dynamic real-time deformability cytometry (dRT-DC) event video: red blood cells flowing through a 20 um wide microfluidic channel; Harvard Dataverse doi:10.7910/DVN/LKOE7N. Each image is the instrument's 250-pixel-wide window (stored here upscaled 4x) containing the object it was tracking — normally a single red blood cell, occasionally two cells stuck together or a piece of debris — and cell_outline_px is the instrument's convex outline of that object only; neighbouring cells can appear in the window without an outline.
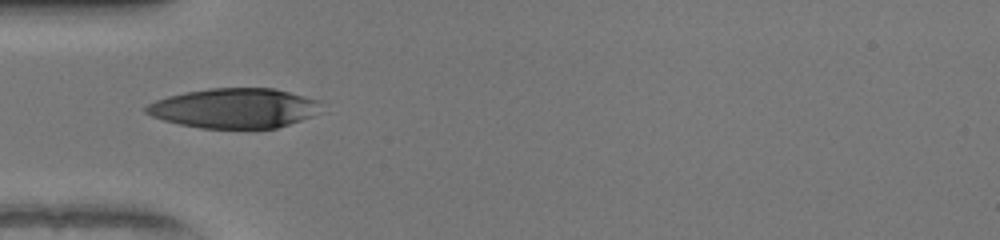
{"species": "human", "species_latin": "Homo sapiens", "temperature_condition": "warm", "stored_images_in_passage": 35, "camera_frame_rate_fps": 3000, "um_per_image_px": 0.085, "donor": {"sex": "female"}, "frame": {"image": 1, "passage_image": 1, "time_ms": 0.0, "image_size_px": [1000, 240], "cell_outline_px": [[324, 112], [276, 128], [200, 128], [180, 124], [164, 120], [152, 116], [144, 112], [144, 108], [148, 104], [156, 100], [168, 96], [184, 92], [208, 88], [276, 88], [320, 100]], "centroid_in_image_um": [19.97, 9.18], "position_along_channel_um": 65.0, "area_um2": 40.92}}
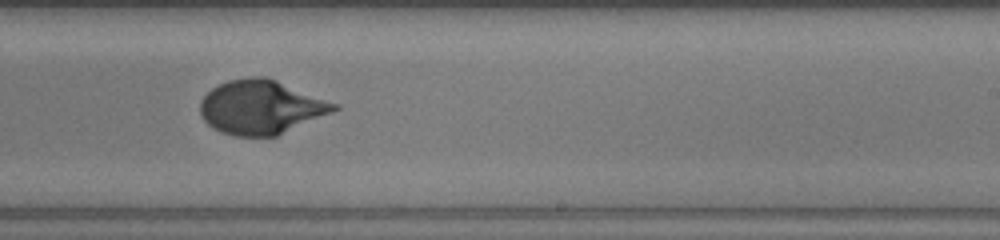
{"frame": {"image": 2, "passage_image": 16, "time_ms": 5.0, "image_size_px": [1000, 240], "cell_outline_px": [[340, 108], [332, 112], [276, 136], [236, 136], [220, 132], [212, 128], [204, 120], [200, 112], [200, 100], [212, 88], [228, 80], [252, 76], [264, 76], [276, 80], [340, 104]], "centroid_in_image_um": [22.19, 9.1], "position_along_channel_um": 266.8, "area_um2": 42.08}}
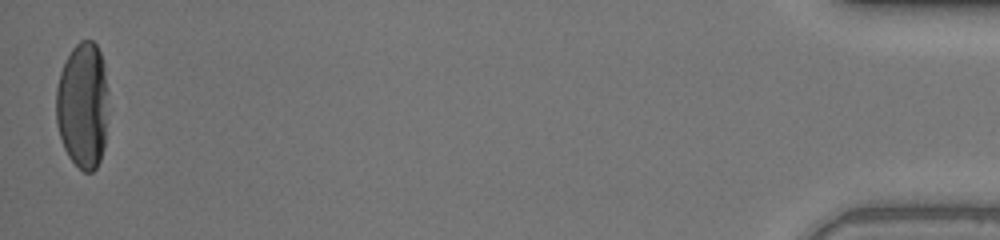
{"frame": {"image": 3, "passage_image": 35, "time_ms": 11.333, "image_size_px": [1000, 240], "cell_outline_px": [[108, 92], [104, 148], [100, 160], [96, 168], [92, 172], [84, 172], [68, 156], [64, 148], [56, 124], [56, 88], [60, 72], [72, 48], [80, 40], [92, 40], [96, 44], [104, 60], [108, 88]], "centroid_in_image_um": [7.04, 8.93], "position_along_channel_um": 428.2, "area_um2": 38.84}, "authors_computed_cell_mechanics": {"area_um2": 41.3848, "velocity_mm_per_s": 4.0697, "shape_relaxation_time_tau1_ms": 5.0274, "shape_relaxation_time_tau2_ms": null, "deformation_change_tau1": 0.2612, "deformation_change_tau2": null}}